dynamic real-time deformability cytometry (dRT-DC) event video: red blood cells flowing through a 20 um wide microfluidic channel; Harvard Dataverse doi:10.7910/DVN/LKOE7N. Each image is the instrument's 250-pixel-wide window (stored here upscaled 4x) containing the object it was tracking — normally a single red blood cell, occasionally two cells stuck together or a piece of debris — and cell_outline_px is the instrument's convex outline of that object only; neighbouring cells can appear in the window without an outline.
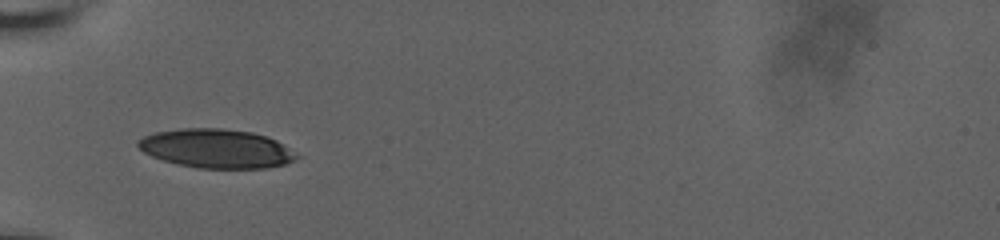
{"species": "human", "species_latin": "Homo sapiens", "temperature_condition": "room temperature", "stored_images_in_passage": 4, "camera_frame_rate_fps": 3000, "um_per_image_px": 0.085, "donor": {"sex": "male"}, "frame": {"image": 1, "passage_image": 1, "time_ms": 0.0, "image_size_px": [1000, 240], "cell_outline_px": [[300, 156], [296, 160], [284, 164], [268, 168], [196, 168], [164, 160], [152, 156], [144, 152], [136, 144], [136, 140], [144, 136], [156, 132], [180, 128], [224, 128], [252, 132], [268, 136], [276, 140], [296, 152]], "centroid_in_image_um": [18.42, 12.62], "position_along_channel_um": 66.6, "area_um2": 36.13}}
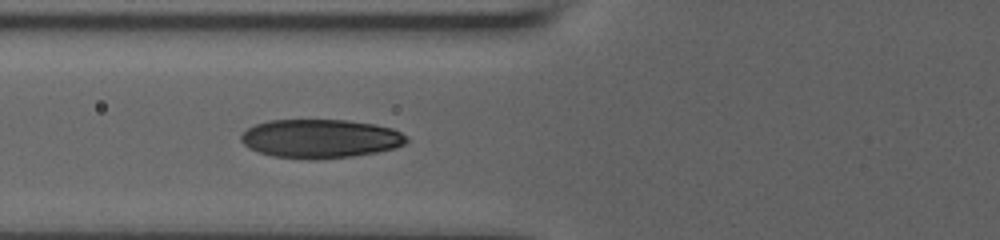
{"frame": {"image": 2, "passage_image": 3, "time_ms": 1.0, "image_size_px": [1000, 240], "cell_outline_px": [[408, 140], [404, 144], [396, 148], [376, 152], [352, 156], [312, 160], [308, 160], [272, 156], [248, 148], [240, 140], [240, 136], [248, 128], [256, 124], [268, 120], [344, 120], [372, 124], [392, 128], [400, 132]], "centroid_in_image_um": [27.2, 11.79], "position_along_channel_um": 98.6, "area_um2": 37.34}}
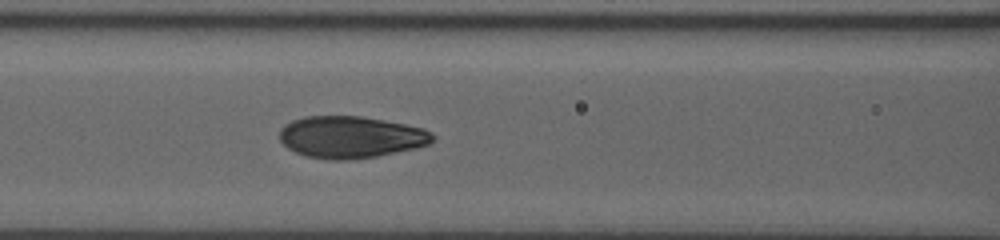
{"frame": {"image": 3, "passage_image": 4, "time_ms": 2.0, "image_size_px": [1000, 240], "cell_outline_px": [[436, 136], [428, 144], [416, 148], [376, 156], [348, 160], [328, 160], [304, 156], [288, 148], [280, 140], [280, 128], [284, 124], [292, 120], [304, 116], [360, 116], [404, 124], [424, 128], [432, 132]], "centroid_in_image_um": [29.79, 11.65], "position_along_channel_um": 136.8, "area_um2": 37.45}}